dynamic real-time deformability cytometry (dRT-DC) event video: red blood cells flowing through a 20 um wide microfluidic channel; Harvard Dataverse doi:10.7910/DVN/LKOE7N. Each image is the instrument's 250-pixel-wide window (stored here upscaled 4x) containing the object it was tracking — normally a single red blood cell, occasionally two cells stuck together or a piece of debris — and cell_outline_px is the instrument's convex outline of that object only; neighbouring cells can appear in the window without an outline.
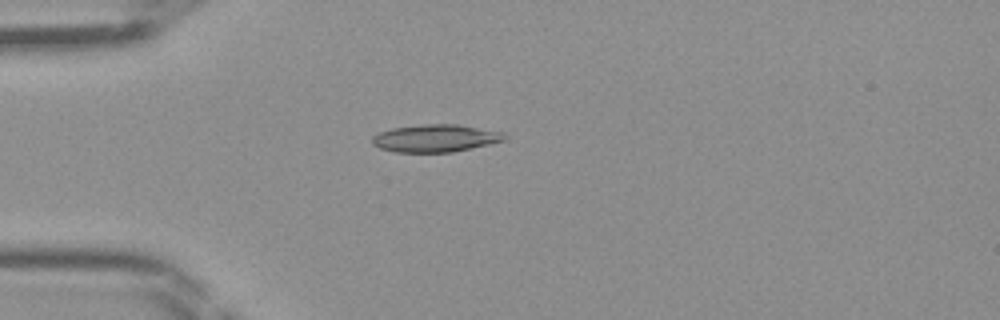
{"species": "Egyptian fruit bat (a non-hibernating species)", "species_latin": "Rousettus aegyptiacus", "temperature_condition": "room temperature", "stored_images_in_passage": 35, "camera_frame_rate_fps": 3000, "um_per_image_px": 0.085, "frame": {"image": 1, "passage_image": 2, "time_ms": 0.333, "image_size_px": [1000, 320], "cell_outline_px": [[508, 136], [504, 140], [488, 144], [452, 152], [396, 152], [380, 148], [372, 144], [372, 136], [380, 132], [392, 128], [424, 124], [456, 124], [504, 132]], "centroid_in_image_um": [37.01, 11.74], "position_along_channel_um": 48.0, "area_um2": 21.1}}
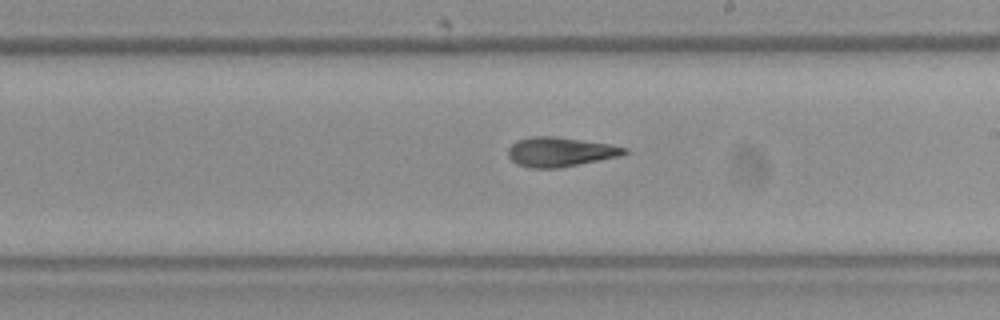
{"frame": {"image": 2, "passage_image": 16, "time_ms": 5.0, "image_size_px": [1000, 320], "cell_outline_px": [[628, 152], [620, 156], [600, 160], [556, 168], [532, 168], [516, 164], [508, 156], [508, 148], [516, 140], [532, 136], [556, 136], [608, 144], [628, 148]], "centroid_in_image_um": [47.59, 12.9], "position_along_channel_um": 241.4, "area_um2": 19.88}}
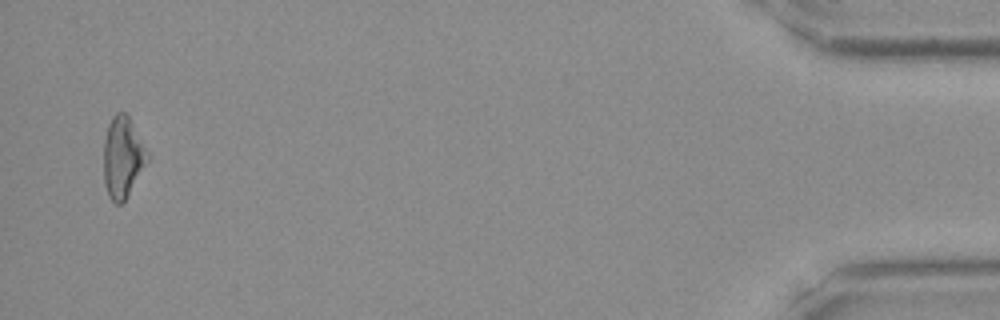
{"frame": {"image": 3, "passage_image": 34, "time_ms": 11.0, "image_size_px": [1000, 320], "cell_outline_px": [[148, 160], [124, 200], [120, 204], [116, 204], [108, 196], [104, 184], [104, 136], [108, 124], [112, 116], [116, 112], [124, 112], [128, 116], [148, 156]], "centroid_in_image_um": [10.37, 13.36], "position_along_channel_um": 424.8, "area_um2": 20.06}}